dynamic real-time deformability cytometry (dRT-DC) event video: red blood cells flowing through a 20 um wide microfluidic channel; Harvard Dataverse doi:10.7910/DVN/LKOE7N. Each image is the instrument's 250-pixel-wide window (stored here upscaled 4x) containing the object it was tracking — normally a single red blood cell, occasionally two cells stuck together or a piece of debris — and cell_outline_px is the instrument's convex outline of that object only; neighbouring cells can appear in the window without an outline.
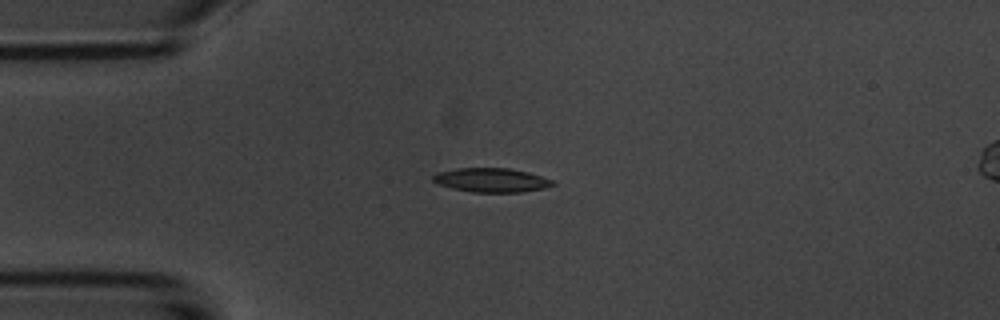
{"species": "common noctule bat (a hibernating species)", "species_latin": "Nyctalus noctula", "temperature_condition": "room temperature", "stored_images_in_passage": 8, "camera_frame_rate_fps": 3000, "um_per_image_px": 0.085, "animal": {"sex": "male", "body_mass_g": 20.1, "forearm_length_mm": 53.5}, "frame": {"image": 1, "passage_image": 4, "time_ms": 4.333, "image_size_px": [1000, 320], "cell_outline_px": [[556, 184], [544, 188], [520, 192], [472, 192], [452, 188], [440, 184], [432, 180], [432, 176], [440, 172], [456, 168], [512, 168], [528, 172], [552, 180]], "centroid_in_image_um": [41.78, 15.3], "position_along_channel_um": 43.2, "area_um2": 16.65}}
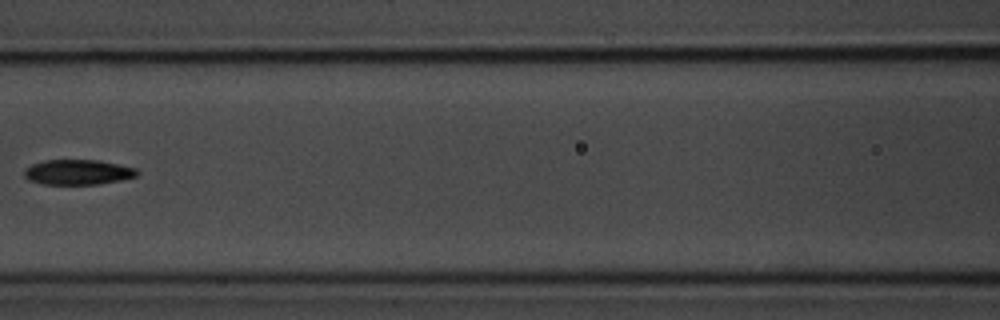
{"frame": {"image": 2, "passage_image": 7, "time_ms": 8.0, "image_size_px": [1000, 320], "cell_outline_px": [[140, 172], [136, 176], [120, 180], [100, 184], [44, 184], [28, 180], [24, 176], [24, 168], [32, 164], [44, 160], [100, 160], [136, 168]], "centroid_in_image_um": [6.61, 14.63], "position_along_channel_um": 160.0, "area_um2": 16.59}}
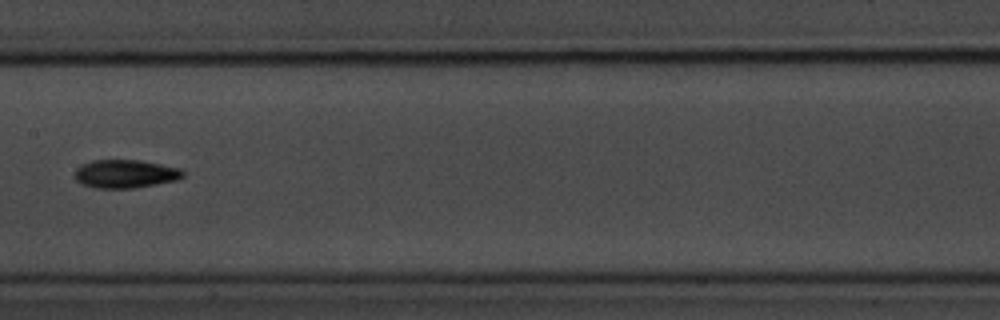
{"frame": {"image": 3, "passage_image": 8, "time_ms": 9.0, "image_size_px": [1000, 320], "cell_outline_px": [[184, 176], [180, 180], [132, 188], [96, 188], [84, 184], [76, 180], [76, 168], [92, 160], [140, 160], [180, 168], [184, 172]], "centroid_in_image_um": [10.7, 14.77], "position_along_channel_um": 196.7, "area_um2": 17.74}}